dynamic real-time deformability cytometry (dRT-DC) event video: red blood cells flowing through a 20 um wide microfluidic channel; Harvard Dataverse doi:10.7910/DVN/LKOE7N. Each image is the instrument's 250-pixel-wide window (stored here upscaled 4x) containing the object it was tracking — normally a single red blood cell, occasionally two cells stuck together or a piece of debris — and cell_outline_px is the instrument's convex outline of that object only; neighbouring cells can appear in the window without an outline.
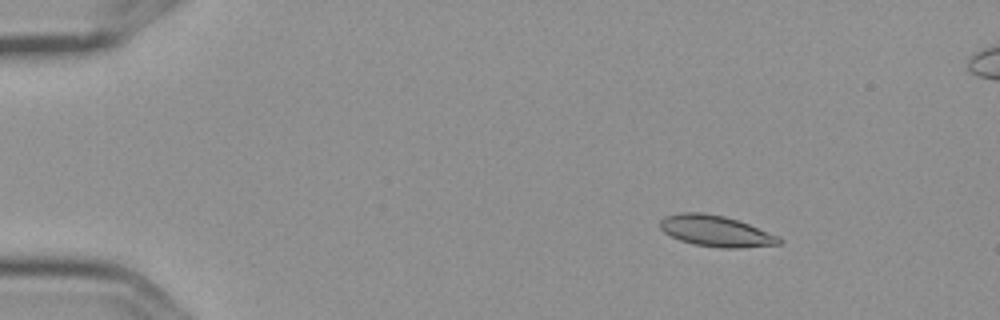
{"species": "Egyptian fruit bat (a non-hibernating species)", "species_latin": "Rousettus aegyptiacus", "temperature_condition": "cold", "stored_images_in_passage": 7, "camera_frame_rate_fps": 3000, "um_per_image_px": 0.085, "frame": {"image": 1, "passage_image": 2, "time_ms": 0.333, "image_size_px": [1000, 320], "cell_outline_px": [[784, 240], [780, 244], [740, 248], [720, 248], [692, 244], [680, 240], [664, 232], [660, 228], [660, 220], [664, 216], [680, 212], [704, 212], [724, 216], [748, 224], [780, 236]], "centroid_in_image_um": [60.85, 19.64], "position_along_channel_um": 24.1, "area_um2": 21.68}}
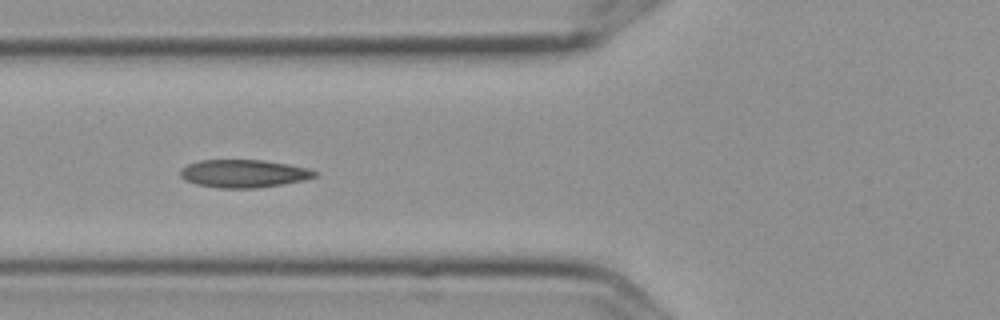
{"frame": {"image": 2, "passage_image": 6, "time_ms": 1.667, "image_size_px": [1000, 320], "cell_outline_px": [[316, 176], [304, 180], [284, 184], [256, 188], [220, 188], [196, 184], [184, 180], [180, 176], [180, 168], [188, 164], [200, 160], [264, 160], [288, 164], [308, 168], [316, 172]], "centroid_in_image_um": [20.69, 14.75], "position_along_channel_um": 105.1, "area_um2": 21.91}}
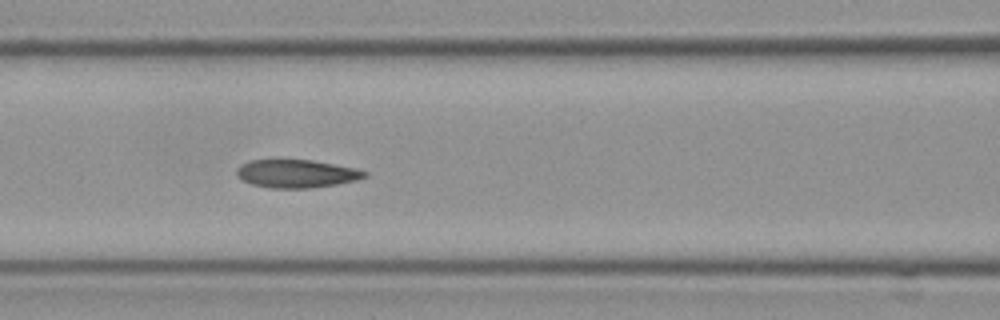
{"frame": {"image": 3, "passage_image": 7, "time_ms": 2.0, "image_size_px": [1000, 320], "cell_outline_px": [[368, 176], [356, 180], [336, 184], [308, 188], [272, 188], [252, 184], [236, 176], [236, 168], [240, 164], [248, 160], [312, 160], [352, 168], [368, 172]], "centroid_in_image_um": [25.15, 14.76], "position_along_channel_um": 141.4, "area_um2": 20.75}}